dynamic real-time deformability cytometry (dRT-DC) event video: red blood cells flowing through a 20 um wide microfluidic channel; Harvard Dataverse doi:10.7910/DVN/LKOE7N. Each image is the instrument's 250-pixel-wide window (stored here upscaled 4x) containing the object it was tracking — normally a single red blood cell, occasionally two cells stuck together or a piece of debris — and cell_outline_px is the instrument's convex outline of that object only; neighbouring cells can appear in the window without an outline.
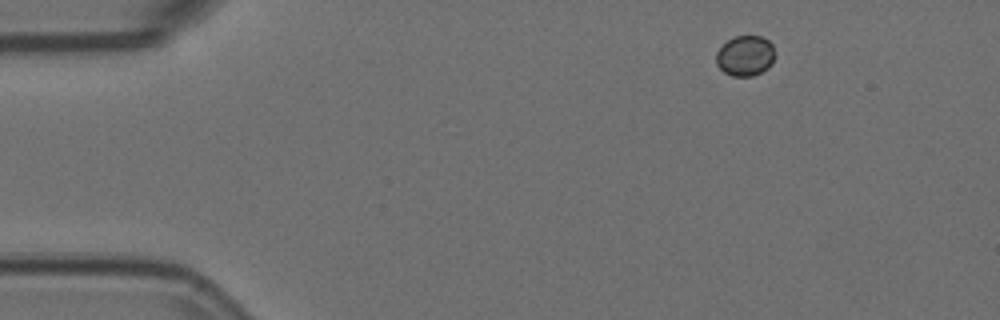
{"species": "Egyptian fruit bat (a non-hibernating species)", "species_latin": "Rousettus aegyptiacus", "temperature_condition": "room temperature", "stored_images_in_passage": 3, "camera_frame_rate_fps": 3000, "um_per_image_px": 0.085, "animal": {"sex": "female"}, "frame": {"image": 1, "passage_image": 1, "time_ms": 0.0, "image_size_px": [1000, 320], "cell_outline_px": [[776, 56], [772, 64], [768, 68], [752, 76], [732, 76], [724, 72], [716, 64], [716, 52], [728, 40], [736, 36], [760, 36], [768, 40], [772, 44]], "centroid_in_image_um": [63.36, 4.75], "position_along_channel_um": 21.6, "area_um2": 13.87}}
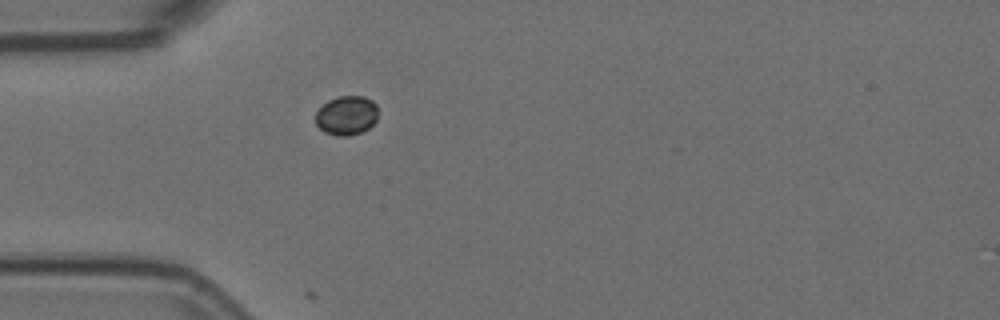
{"frame": {"image": 2, "passage_image": 3, "time_ms": 0.667, "image_size_px": [1000, 320], "cell_outline_px": [[376, 120], [368, 128], [360, 132], [348, 136], [336, 136], [324, 132], [316, 124], [316, 112], [328, 100], [340, 96], [364, 96], [372, 100], [376, 104]], "centroid_in_image_um": [29.44, 9.81], "position_along_channel_um": 55.6, "area_um2": 14.16}}